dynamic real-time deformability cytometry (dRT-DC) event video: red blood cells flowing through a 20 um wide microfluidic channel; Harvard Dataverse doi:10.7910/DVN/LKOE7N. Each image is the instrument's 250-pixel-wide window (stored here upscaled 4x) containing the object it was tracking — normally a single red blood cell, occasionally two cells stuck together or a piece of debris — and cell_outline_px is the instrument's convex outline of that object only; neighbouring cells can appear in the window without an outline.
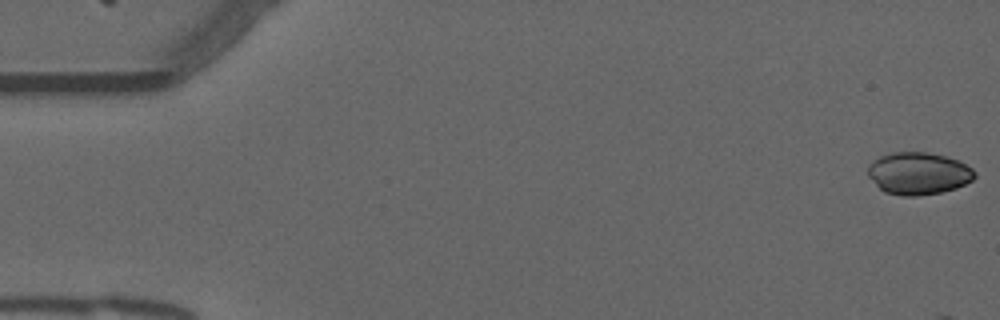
{"species": "common noctule bat (a hibernating species)", "species_latin": "Nyctalus noctula", "temperature_condition": "warm", "stored_images_in_passage": 7, "camera_frame_rate_fps": 3000, "um_per_image_px": 0.085, "animal": {"sex": "male", "forearm_length_mm": 52.5}, "frame": {"image": 1, "passage_image": 1, "time_ms": 0.0, "image_size_px": [1000, 320], "cell_outline_px": [[976, 176], [972, 180], [956, 188], [940, 192], [916, 196], [904, 196], [884, 192], [868, 176], [868, 164], [872, 160], [880, 156], [892, 152], [928, 152], [944, 156], [956, 160], [972, 168], [976, 172]], "centroid_in_image_um": [78.04, 14.73], "position_along_channel_um": 7.0, "area_um2": 26.24}}